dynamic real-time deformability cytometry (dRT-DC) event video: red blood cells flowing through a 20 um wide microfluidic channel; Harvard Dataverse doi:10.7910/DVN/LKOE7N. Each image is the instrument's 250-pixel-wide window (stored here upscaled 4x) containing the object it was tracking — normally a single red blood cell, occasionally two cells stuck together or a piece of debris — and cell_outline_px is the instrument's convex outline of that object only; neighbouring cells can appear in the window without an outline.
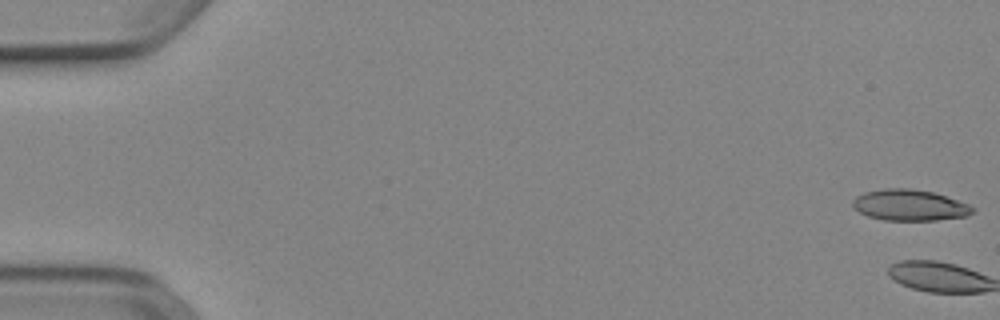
{"species": "Egyptian fruit bat (a non-hibernating species)", "species_latin": "Rousettus aegyptiacus", "temperature_condition": "cold", "stored_images_in_passage": 3, "camera_frame_rate_fps": 3000, "um_per_image_px": 0.085, "animal": {"sex": "female"}, "frame": {"image": 1, "passage_image": 1, "time_ms": 0.0, "image_size_px": [1000, 320], "cell_outline_px": [[976, 208], [968, 216], [936, 220], [884, 220], [868, 216], [860, 212], [852, 204], [852, 200], [856, 196], [864, 192], [884, 188], [912, 188], [932, 192], [968, 204]], "centroid_in_image_um": [77.31, 17.43], "position_along_channel_um": 7.7, "area_um2": 21.62}}